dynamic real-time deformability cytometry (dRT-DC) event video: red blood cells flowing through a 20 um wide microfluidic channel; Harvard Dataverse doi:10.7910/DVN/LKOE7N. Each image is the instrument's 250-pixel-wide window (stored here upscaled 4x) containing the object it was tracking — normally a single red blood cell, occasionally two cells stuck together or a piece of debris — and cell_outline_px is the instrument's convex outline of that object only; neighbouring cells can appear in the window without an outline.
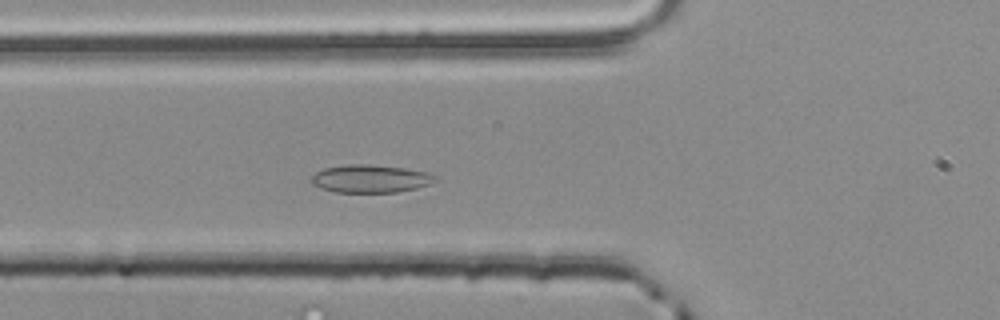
{"species": "common noctule bat (a hibernating species)", "species_latin": "Nyctalus noctula", "temperature_condition": "room temperature", "stored_images_in_passage": 38, "camera_frame_rate_fps": 3000, "um_per_image_px": 0.085, "animal": {"sex": "male", "body_mass_g": 20.4}, "frame": {"image": 1, "passage_image": 4, "time_ms": 1.0, "image_size_px": [1000, 320], "cell_outline_px": [[436, 180], [428, 184], [416, 188], [396, 192], [332, 192], [320, 188], [312, 184], [308, 180], [316, 172], [324, 168], [348, 164], [368, 164], [404, 168], [428, 172], [436, 176]], "centroid_in_image_um": [31.43, 15.19], "position_along_channel_um": 94.4, "area_um2": 20.17}}
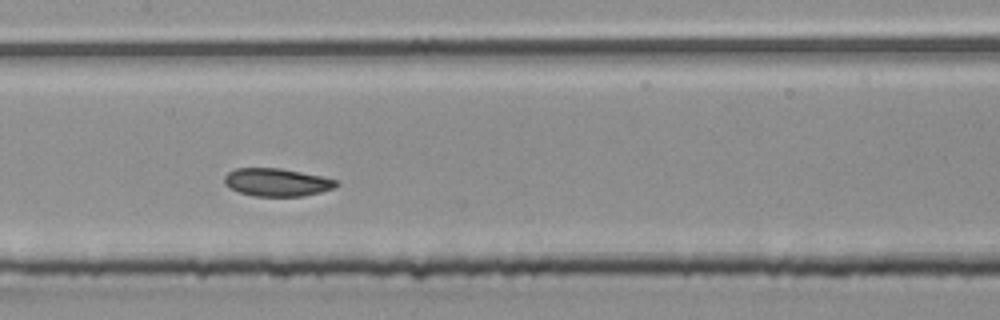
{"frame": {"image": 2, "passage_image": 11, "time_ms": 3.333, "image_size_px": [1000, 320], "cell_outline_px": [[340, 184], [336, 188], [304, 196], [252, 196], [228, 188], [224, 184], [224, 176], [228, 172], [236, 168], [280, 168], [320, 176], [336, 180]], "centroid_in_image_um": [23.52, 15.5], "position_along_channel_um": 183.9, "area_um2": 18.26}}
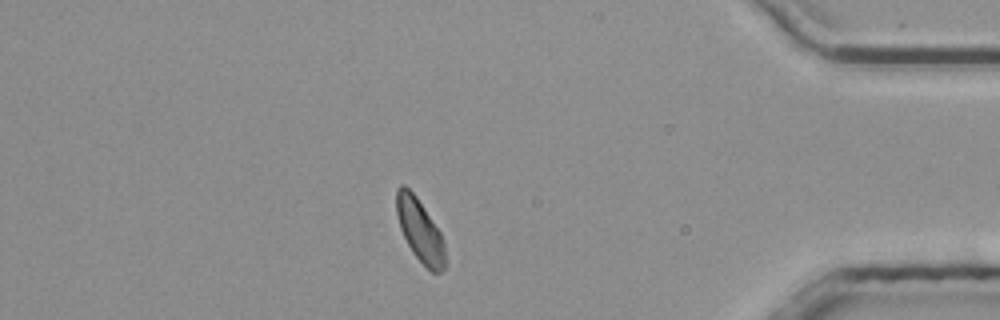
{"frame": {"image": 3, "passage_image": 31, "time_ms": 10.0, "image_size_px": [1000, 320], "cell_outline_px": [[444, 268], [440, 272], [432, 272], [412, 252], [400, 228], [396, 212], [396, 188], [400, 184], [404, 184], [416, 196], [440, 232], [444, 244]], "centroid_in_image_um": [35.66, 19.54], "position_along_channel_um": 399.5, "area_um2": 17.4}, "authors_computed_cell_mechanics": {"area_um2": 18.207, "velocity_mm_per_s": 3.821, "shape_relaxation_time_tau1_ms": null, "shape_relaxation_time_tau2_ms": 5.4283, "deformation_change_tau1": null, "deformation_change_tau2": 0.0971}}